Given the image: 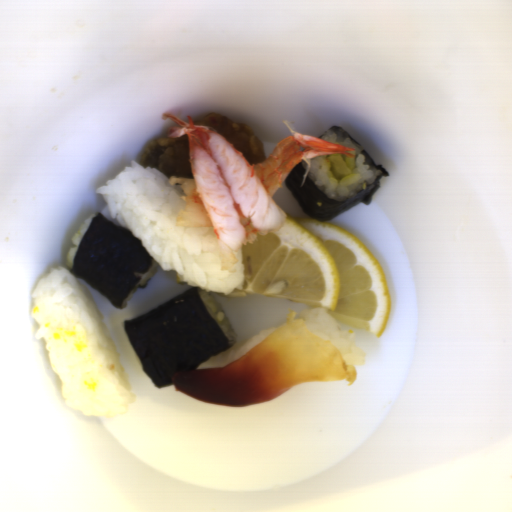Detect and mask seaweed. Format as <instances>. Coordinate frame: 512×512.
I'll use <instances>...</instances> for the list:
<instances>
[{"label":"seaweed","mask_w":512,"mask_h":512,"mask_svg":"<svg viewBox=\"0 0 512 512\" xmlns=\"http://www.w3.org/2000/svg\"><path fill=\"white\" fill-rule=\"evenodd\" d=\"M154 261L129 229L99 211L80 239L69 273L120 309Z\"/></svg>","instance_id":"obj_2"},{"label":"seaweed","mask_w":512,"mask_h":512,"mask_svg":"<svg viewBox=\"0 0 512 512\" xmlns=\"http://www.w3.org/2000/svg\"><path fill=\"white\" fill-rule=\"evenodd\" d=\"M330 129H341L345 131L350 139L362 146L371 162L376 165L381 170V172L369 185H367L363 190H361L358 194L349 200L336 201L330 199L320 191V189L309 176L308 172L302 186L306 168L300 163L294 167L284 180L286 187L310 219H317L322 222L332 221L339 214L360 203H363L366 206H370L372 204L373 196L381 185V179L390 175L389 172L381 164L377 163L368 153L365 147L349 132H347L339 125H333L325 132ZM324 133L316 138L319 139Z\"/></svg>","instance_id":"obj_3"},{"label":"seaweed","mask_w":512,"mask_h":512,"mask_svg":"<svg viewBox=\"0 0 512 512\" xmlns=\"http://www.w3.org/2000/svg\"><path fill=\"white\" fill-rule=\"evenodd\" d=\"M123 325L144 371L160 389L174 384L175 372L197 369L231 347L195 286Z\"/></svg>","instance_id":"obj_1"},{"label":"seaweed","mask_w":512,"mask_h":512,"mask_svg":"<svg viewBox=\"0 0 512 512\" xmlns=\"http://www.w3.org/2000/svg\"><path fill=\"white\" fill-rule=\"evenodd\" d=\"M151 279H152V277H151ZM151 279L147 280L142 286H138V288H144L145 289L148 286V284L151 281Z\"/></svg>","instance_id":"obj_4"}]
</instances>
